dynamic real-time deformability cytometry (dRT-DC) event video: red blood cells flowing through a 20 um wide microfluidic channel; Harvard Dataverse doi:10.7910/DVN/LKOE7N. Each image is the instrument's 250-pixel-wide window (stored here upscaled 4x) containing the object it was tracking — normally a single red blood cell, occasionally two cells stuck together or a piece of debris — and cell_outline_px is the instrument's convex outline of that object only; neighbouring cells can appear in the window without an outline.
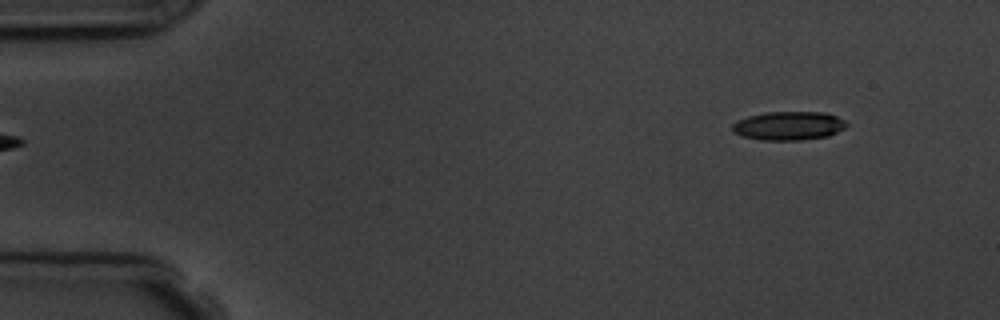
{"species": "common noctule bat (a hibernating species)", "species_latin": "Nyctalus noctula", "temperature_condition": "room temperature", "stored_images_in_passage": 5, "segment_of_instrument_passage": [2, 2], "camera_frame_rate_fps": 3000, "um_per_image_px": 0.085, "animal": {"sex": "male", "body_mass_g": 19.5, "forearm_length_mm": 54.6}, "frame": {"image": 1, "passage_image": 5, "time_ms": 4.667, "image_size_px": [1000, 320], "cell_outline_px": [[848, 124], [844, 128], [828, 136], [800, 140], [760, 140], [744, 136], [732, 132], [732, 124], [736, 120], [748, 116], [764, 112], [824, 112], [836, 116], [844, 120]], "centroid_in_image_um": [67.01, 10.68], "position_along_channel_um": 18.0, "area_um2": 19.13}}